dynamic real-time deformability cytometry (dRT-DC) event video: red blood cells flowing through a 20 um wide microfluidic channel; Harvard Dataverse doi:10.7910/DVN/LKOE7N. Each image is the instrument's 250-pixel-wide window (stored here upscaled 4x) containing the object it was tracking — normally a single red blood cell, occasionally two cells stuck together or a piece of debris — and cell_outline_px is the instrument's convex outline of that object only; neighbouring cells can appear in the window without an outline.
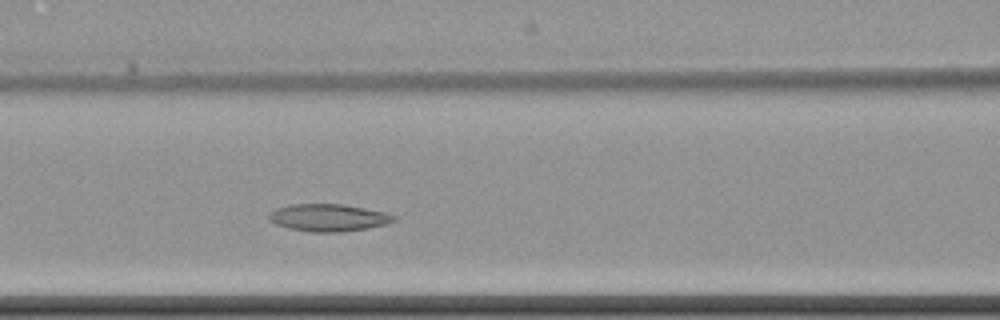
{"species": "common noctule bat (a hibernating species)", "species_latin": "Nyctalus noctula", "temperature_condition": "cold", "stored_images_in_passage": 4, "camera_frame_rate_fps": 3000, "um_per_image_px": 0.085, "animal": {"sex": "female", "body_mass_g": 22.7, "forearm_length_mm": 54.2}, "frame": {"image": 1, "passage_image": 4, "time_ms": 5.333, "image_size_px": [1000, 320], "cell_outline_px": [[396, 220], [384, 224], [368, 228], [344, 232], [312, 232], [288, 228], [276, 224], [268, 220], [268, 216], [276, 208], [292, 204], [344, 204], [384, 212], [396, 216]], "centroid_in_image_um": [27.91, 18.5], "position_along_channel_um": 138.7, "area_um2": 19.83}}